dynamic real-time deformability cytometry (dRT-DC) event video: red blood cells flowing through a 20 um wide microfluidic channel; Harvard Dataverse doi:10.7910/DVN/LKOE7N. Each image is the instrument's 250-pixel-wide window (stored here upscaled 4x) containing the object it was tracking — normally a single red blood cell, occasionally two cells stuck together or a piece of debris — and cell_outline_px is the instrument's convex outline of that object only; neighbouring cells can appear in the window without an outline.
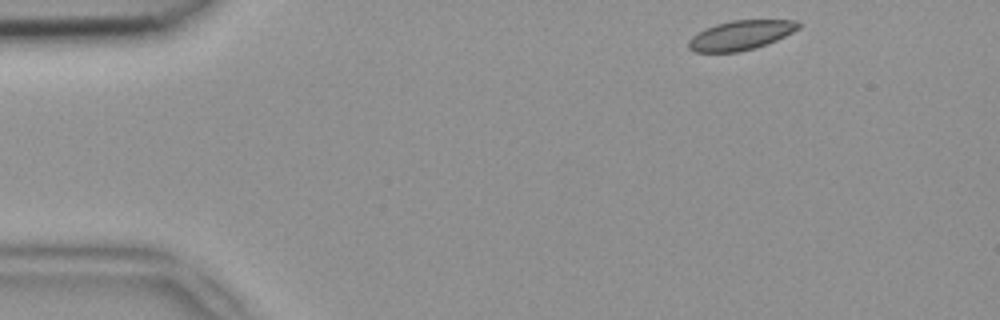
{"species": "common noctule bat (a hibernating species)", "species_latin": "Nyctalus noctula", "temperature_condition": "room temperature", "stored_images_in_passage": 44, "camera_frame_rate_fps": 3000, "um_per_image_px": 0.085, "animal": {"sex": "female", "body_mass_g": 18.4}, "frame": {"image": 1, "passage_image": 1, "time_ms": 0.0, "image_size_px": [1000, 320], "cell_outline_px": [[804, 24], [800, 28], [776, 40], [756, 48], [740, 52], [696, 52], [688, 48], [688, 40], [692, 36], [704, 28], [716, 24], [732, 20], [796, 20]], "centroid_in_image_um": [62.97, 2.99], "position_along_channel_um": 22.0, "area_um2": 19.02}}
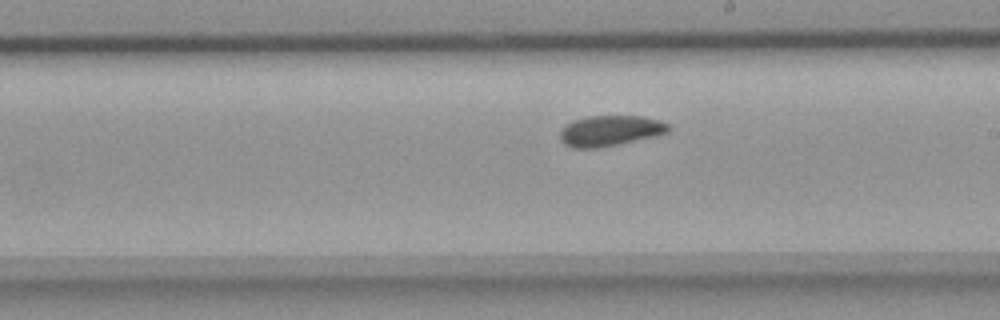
{"frame": {"image": 2, "passage_image": 23, "time_ms": 7.333, "image_size_px": [1000, 320], "cell_outline_px": [[672, 128], [668, 132], [656, 136], [596, 148], [572, 148], [564, 144], [560, 140], [560, 128], [564, 124], [572, 120], [588, 116], [640, 116], [660, 120], [668, 124]], "centroid_in_image_um": [51.82, 11.1], "position_along_channel_um": 237.2, "area_um2": 19.48}}
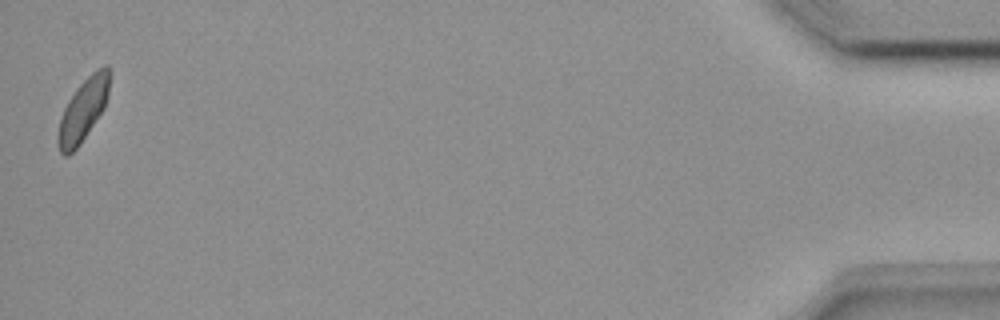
{"frame": {"image": 3, "passage_image": 44, "time_ms": 14.333, "image_size_px": [1000, 320], "cell_outline_px": [[112, 72], [108, 96], [104, 108], [80, 144], [68, 156], [64, 156], [60, 152], [56, 140], [56, 136], [60, 116], [68, 100], [76, 88], [96, 68], [104, 64], [108, 64]], "centroid_in_image_um": [7.08, 9.3], "position_along_channel_um": 428.1, "area_um2": 19.19}}